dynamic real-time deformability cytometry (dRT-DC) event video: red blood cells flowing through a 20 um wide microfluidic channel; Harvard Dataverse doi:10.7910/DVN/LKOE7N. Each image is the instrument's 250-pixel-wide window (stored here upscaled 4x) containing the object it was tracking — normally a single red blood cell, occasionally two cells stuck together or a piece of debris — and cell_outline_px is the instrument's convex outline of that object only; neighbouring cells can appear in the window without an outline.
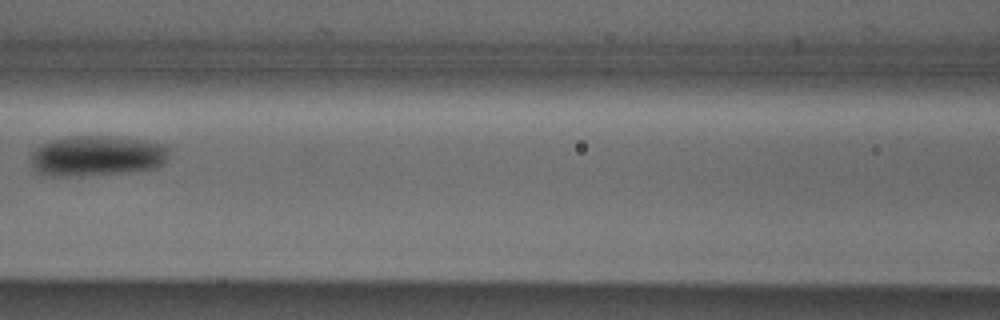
{"species": "Egyptian fruit bat (a non-hibernating species)", "species_latin": "Rousettus aegyptiacus", "temperature_condition": "cold", "stored_images_in_passage": 8, "camera_frame_rate_fps": 3000, "um_per_image_px": 0.085, "animal": {"sex": "male"}, "frame": {"image": 1, "passage_image": 7, "time_ms": 2.0, "image_size_px": [1000, 320], "cell_outline_px": [[168, 156], [160, 164], [152, 168], [120, 172], [60, 176], [52, 176], [36, 172], [32, 164], [32, 152], [40, 144], [52, 140], [68, 136], [112, 136], [144, 140], [164, 144], [168, 148]], "centroid_in_image_um": [8.2, 13.22], "position_along_channel_um": 158.4, "area_um2": 32.02}}
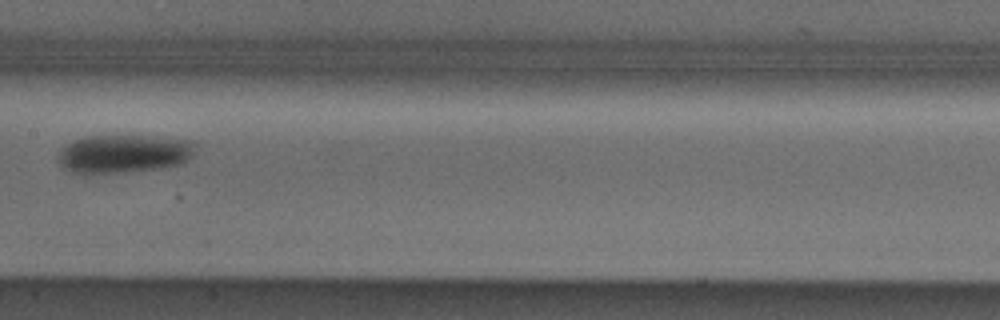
{"frame": {"image": 2, "passage_image": 8, "time_ms": 2.333, "image_size_px": [1000, 320], "cell_outline_px": [[196, 144], [192, 156], [184, 164], [160, 168], [88, 176], [84, 176], [72, 172], [64, 168], [60, 164], [56, 156], [60, 148], [84, 136], [128, 132], [196, 140]], "centroid_in_image_um": [10.53, 13.03], "position_along_channel_um": 196.9, "area_um2": 32.83}}